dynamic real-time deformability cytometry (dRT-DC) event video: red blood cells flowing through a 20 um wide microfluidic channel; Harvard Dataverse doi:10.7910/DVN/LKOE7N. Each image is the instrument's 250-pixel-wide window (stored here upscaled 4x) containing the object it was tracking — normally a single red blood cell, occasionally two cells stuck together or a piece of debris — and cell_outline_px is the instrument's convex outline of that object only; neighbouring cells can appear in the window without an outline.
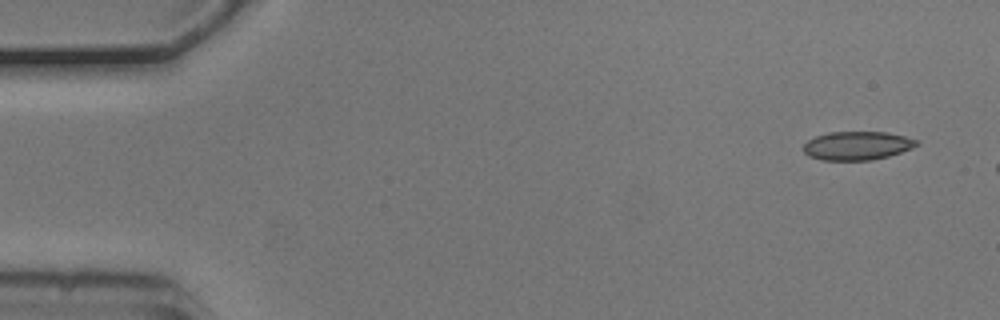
{"species": "common noctule bat (a hibernating species)", "species_latin": "Nyctalus noctula", "temperature_condition": "cold", "stored_images_in_passage": 7, "camera_frame_rate_fps": 3000, "um_per_image_px": 0.085, "animal": {"sex": "male", "body_mass_g": 20.5, "forearm_length_mm": 52.5}, "frame": {"image": 1, "passage_image": 1, "time_ms": 0.0, "image_size_px": [1000, 320], "cell_outline_px": [[920, 144], [912, 148], [888, 156], [872, 160], [820, 160], [808, 156], [804, 152], [804, 144], [808, 140], [816, 136], [828, 132], [888, 132], [920, 140]], "centroid_in_image_um": [72.87, 12.38], "position_along_channel_um": 12.1, "area_um2": 18.96}}